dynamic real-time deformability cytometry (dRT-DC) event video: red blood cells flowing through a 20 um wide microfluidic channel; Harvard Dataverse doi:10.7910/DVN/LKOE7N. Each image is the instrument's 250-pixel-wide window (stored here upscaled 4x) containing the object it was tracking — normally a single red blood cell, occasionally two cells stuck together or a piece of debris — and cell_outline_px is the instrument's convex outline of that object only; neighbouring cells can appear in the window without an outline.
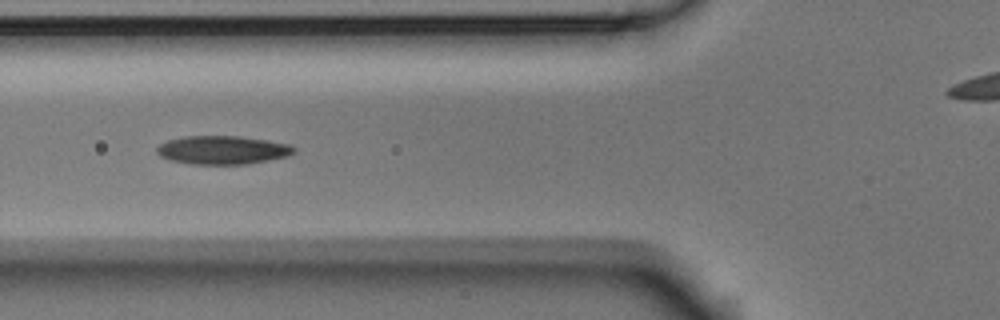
{"species": "Egyptian fruit bat (a non-hibernating species)", "species_latin": "Rousettus aegyptiacus", "temperature_condition": "room temperature", "stored_images_in_passage": 12, "camera_frame_rate_fps": 3000, "um_per_image_px": 0.085, "animal": {"sex": "male"}, "frame": {"image": 1, "passage_image": 2, "time_ms": 0.333, "image_size_px": [1000, 320], "cell_outline_px": [[296, 152], [288, 156], [248, 164], [192, 164], [172, 160], [160, 156], [156, 152], [156, 148], [160, 144], [168, 140], [184, 136], [240, 136], [268, 140], [288, 144], [296, 148]], "centroid_in_image_um": [18.94, 12.75], "position_along_channel_um": 106.9, "area_um2": 22.77}}
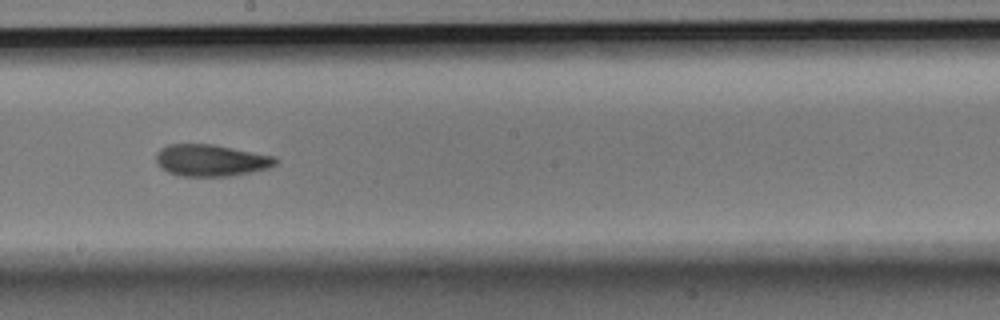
{"frame": {"image": 2, "passage_image": 5, "time_ms": 1.333, "image_size_px": [1000, 320], "cell_outline_px": [[280, 160], [276, 164], [268, 168], [252, 172], [228, 176], [180, 176], [168, 172], [160, 168], [156, 164], [156, 152], [160, 148], [168, 144], [212, 144], [276, 156]], "centroid_in_image_um": [17.92, 13.63], "position_along_channel_um": 230.3, "area_um2": 22.37}}
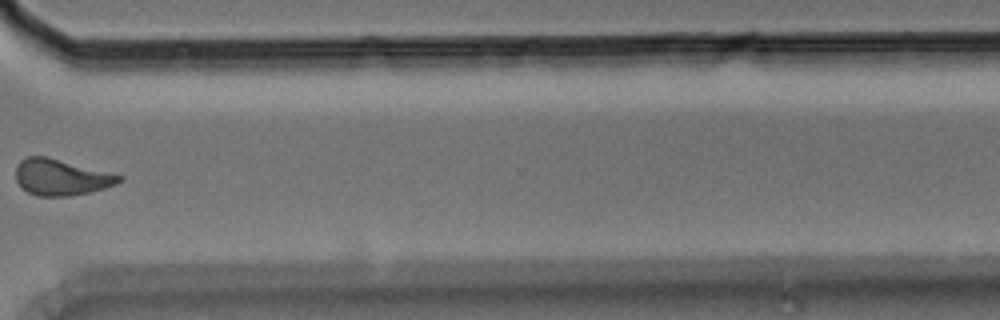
{"frame": {"image": 3, "passage_image": 8, "time_ms": 2.333, "image_size_px": [1000, 320], "cell_outline_px": [[124, 180], [116, 184], [104, 188], [88, 192], [68, 196], [36, 196], [20, 188], [16, 180], [16, 164], [20, 160], [28, 156], [44, 156], [124, 176]], "centroid_in_image_um": [5.16, 15.07], "position_along_channel_um": 365.4, "area_um2": 21.68}}